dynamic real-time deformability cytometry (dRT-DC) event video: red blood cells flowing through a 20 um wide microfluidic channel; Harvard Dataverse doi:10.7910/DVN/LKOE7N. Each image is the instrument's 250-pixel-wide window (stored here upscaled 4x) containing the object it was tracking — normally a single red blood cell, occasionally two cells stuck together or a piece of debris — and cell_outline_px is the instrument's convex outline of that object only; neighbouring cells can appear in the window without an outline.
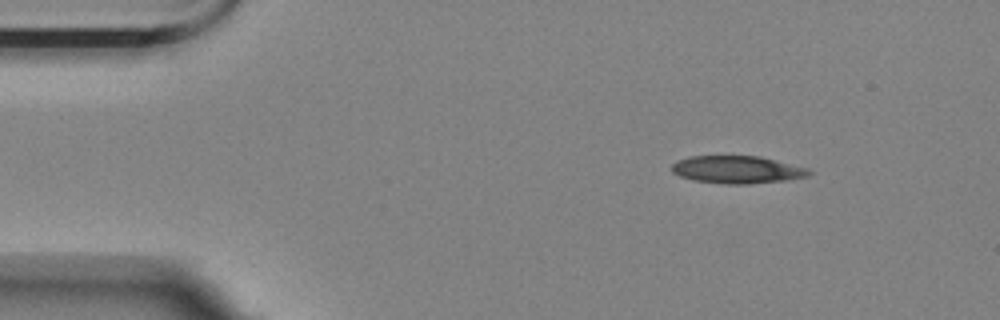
{"species": "Egyptian fruit bat (a non-hibernating species)", "species_latin": "Rousettus aegyptiacus", "temperature_condition": "room temperature", "stored_images_in_passage": 50, "camera_frame_rate_fps": 3000, "um_per_image_px": 0.085, "animal": {"sex": "female"}, "frame": {"image": 1, "passage_image": 1, "time_ms": 0.0, "image_size_px": [1000, 320], "cell_outline_px": [[812, 172], [808, 176], [784, 180], [748, 184], [728, 184], [692, 180], [680, 176], [672, 172], [672, 164], [688, 156], [760, 156], [808, 168]], "centroid_in_image_um": [62.65, 14.41], "position_along_channel_um": 22.3, "area_um2": 21.91}}
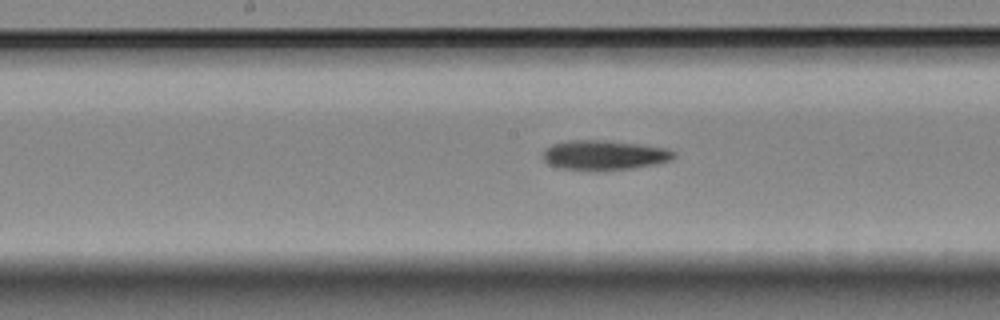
{"frame": {"image": 2, "passage_image": 22, "time_ms": 7.0, "image_size_px": [1000, 320], "cell_outline_px": [[676, 156], [672, 160], [656, 164], [632, 168], [596, 172], [560, 168], [548, 164], [544, 160], [544, 148], [552, 144], [568, 140], [604, 140], [668, 148], [676, 152]], "centroid_in_image_um": [51.36, 13.2], "position_along_channel_um": 196.8, "area_um2": 23.06}}
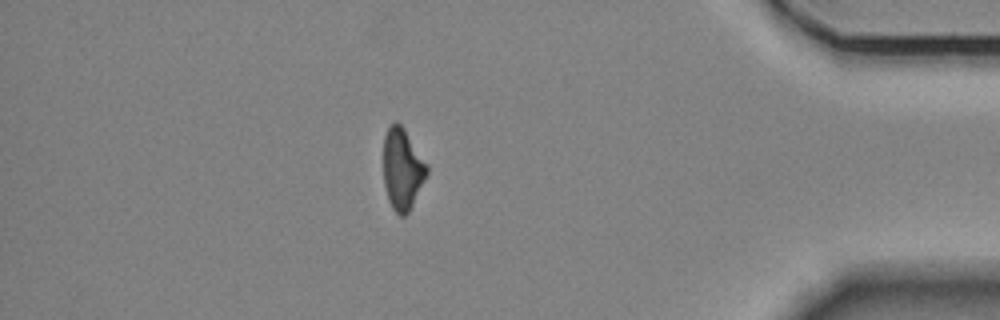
{"frame": {"image": 3, "passage_image": 43, "time_ms": 14.0, "image_size_px": [1000, 320], "cell_outline_px": [[428, 172], [408, 212], [404, 216], [400, 216], [392, 208], [388, 200], [384, 184], [384, 136], [388, 128], [396, 120], [404, 128], [428, 164]], "centroid_in_image_um": [34.2, 14.35], "position_along_channel_um": 401.0, "area_um2": 20.4}, "authors_computed_cell_mechanics": {"area_um2": 21.964, "velocity_mm_per_s": 3.4808, "shape_relaxation_time_tau1_ms": 9.985, "shape_relaxation_time_tau2_ms": null, "deformation_change_tau1": 0.2164, "deformation_change_tau2": null}}